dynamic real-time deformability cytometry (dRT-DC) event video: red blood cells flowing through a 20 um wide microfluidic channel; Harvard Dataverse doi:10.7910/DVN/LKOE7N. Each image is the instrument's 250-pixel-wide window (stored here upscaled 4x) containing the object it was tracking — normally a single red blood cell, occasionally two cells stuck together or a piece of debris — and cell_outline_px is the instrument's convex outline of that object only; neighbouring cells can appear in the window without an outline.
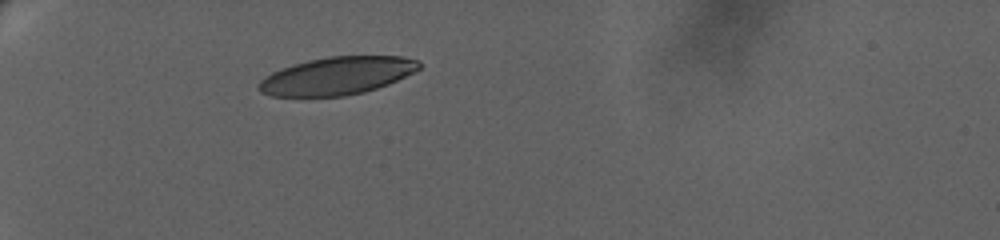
{"species": "human", "species_latin": "Homo sapiens", "temperature_condition": "warm", "stored_images_in_passage": 87, "camera_frame_rate_fps": 3000, "um_per_image_px": 0.085, "donor": {"sex": "female"}, "frame": {"image": 1, "passage_image": 1, "time_ms": 0.0, "image_size_px": [1000, 240], "cell_outline_px": [[420, 68], [388, 84], [364, 92], [344, 96], [272, 96], [260, 92], [256, 88], [256, 84], [264, 76], [280, 68], [292, 64], [308, 60], [328, 56], [404, 56], [420, 60]], "centroid_in_image_um": [28.6, 6.44], "position_along_channel_um": 56.4, "area_um2": 35.43}}
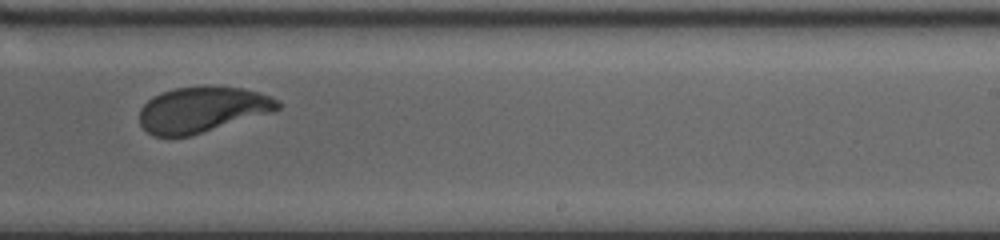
{"frame": {"image": 2, "passage_image": 42, "time_ms": 8.0, "image_size_px": [1000, 240], "cell_outline_px": [[280, 108], [272, 112], [192, 136], [152, 136], [140, 124], [140, 108], [152, 96], [176, 88], [204, 84], [212, 84], [244, 88], [260, 92], [272, 96], [280, 100]], "centroid_in_image_um": [17.22, 9.28], "position_along_channel_um": 271.8, "area_um2": 37.45}}
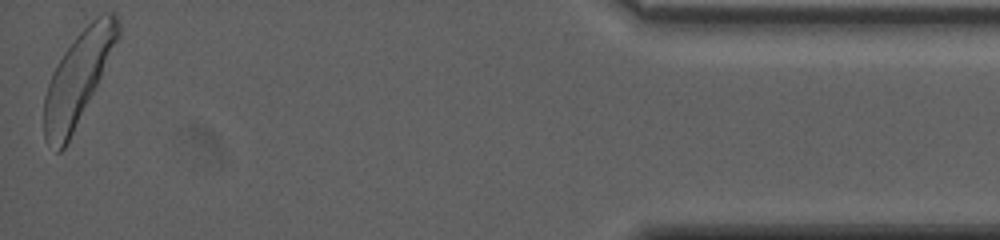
{"frame": {"image": 3, "passage_image": 86, "time_ms": 15.0, "image_size_px": [1000, 240], "cell_outline_px": [[120, 36], [64, 148], [60, 152], [56, 152], [44, 140], [44, 96], [52, 72], [64, 52], [76, 36], [96, 16], [104, 12], [116, 12], [120, 24]], "centroid_in_image_um": [6.61, 6.59], "position_along_channel_um": 428.6, "area_um2": 38.44}, "authors_computed_cell_mechanics": {"area_um2": 38.0902, "velocity_mm_per_s": 3.1168, "shape_relaxation_time_tau1_ms": 4.088, "shape_relaxation_time_tau2_ms": 2.122, "deformation_change_tau1": 0.1838, "deformation_change_tau2": 0.0752}}